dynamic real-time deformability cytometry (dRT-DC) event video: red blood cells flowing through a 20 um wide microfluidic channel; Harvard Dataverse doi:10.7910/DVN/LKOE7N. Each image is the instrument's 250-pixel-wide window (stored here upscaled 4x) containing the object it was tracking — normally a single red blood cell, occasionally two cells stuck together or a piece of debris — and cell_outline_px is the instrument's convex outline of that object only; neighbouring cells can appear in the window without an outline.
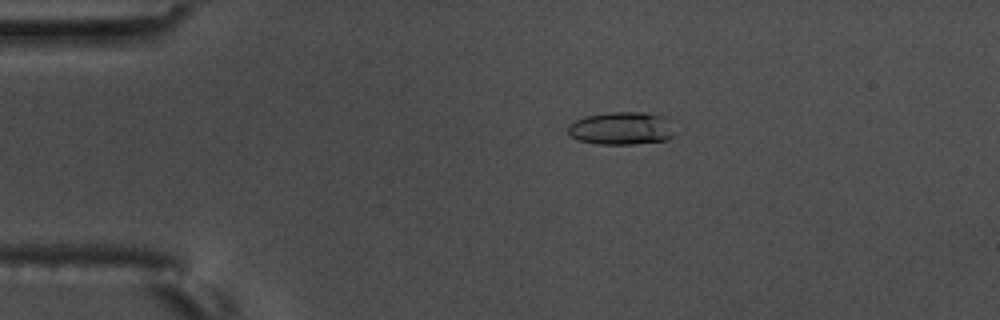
{"species": "common noctule bat (a hibernating species)", "species_latin": "Nyctalus noctula", "temperature_condition": "warm", "stored_images_in_passage": 14, "camera_frame_rate_fps": 3000, "um_per_image_px": 0.085, "animal": {"sex": "male", "body_mass_g": 17.5, "forearm_length_mm": 52.3}, "frame": {"image": 1, "passage_image": 1, "time_ms": 0.0, "image_size_px": [1000, 320], "cell_outline_px": [[676, 120], [672, 136], [664, 140], [636, 144], [596, 144], [580, 140], [572, 136], [568, 132], [568, 124], [584, 116], [612, 112], [644, 112], [664, 116]], "centroid_in_image_um": [52.89, 10.89], "position_along_channel_um": 32.1, "area_um2": 20.75}}